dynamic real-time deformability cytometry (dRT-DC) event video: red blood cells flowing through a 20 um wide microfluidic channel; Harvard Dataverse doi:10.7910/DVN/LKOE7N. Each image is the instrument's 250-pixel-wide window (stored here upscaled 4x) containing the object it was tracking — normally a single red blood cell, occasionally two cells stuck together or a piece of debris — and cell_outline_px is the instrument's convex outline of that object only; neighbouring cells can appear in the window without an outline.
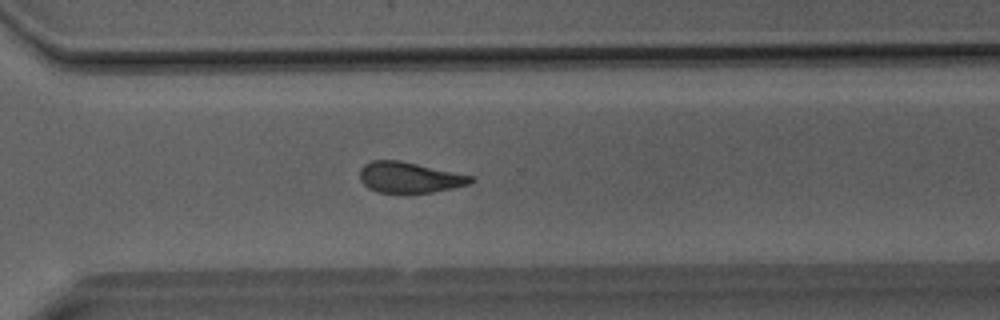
{"species": "Egyptian fruit bat (a non-hibernating species)", "species_latin": "Rousettus aegyptiacus", "temperature_condition": "room temperature", "stored_images_in_passage": 30, "camera_frame_rate_fps": 3000, "um_per_image_px": 0.085, "animal": {"sex": "male"}, "frame": {"image": 1, "passage_image": 19, "time_ms": 6.0, "image_size_px": [1000, 320], "cell_outline_px": [[476, 180], [468, 184], [452, 188], [432, 192], [404, 196], [376, 192], [368, 188], [360, 180], [360, 168], [364, 164], [372, 160], [400, 160], [472, 176]], "centroid_in_image_um": [34.75, 15.12], "position_along_channel_um": 335.8, "area_um2": 20.52}}
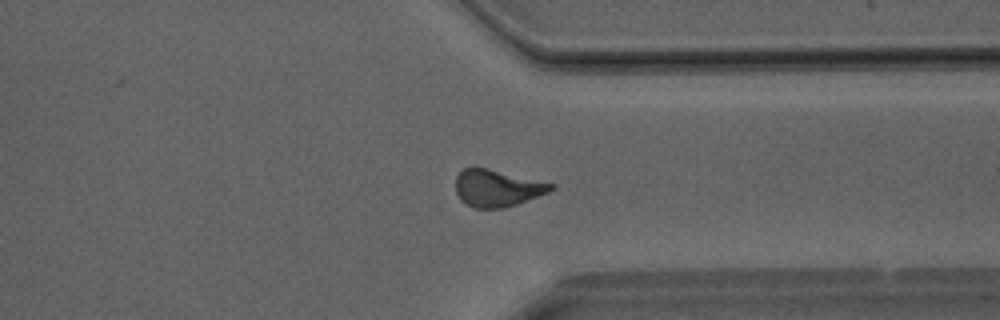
{"frame": {"image": 2, "passage_image": 21, "time_ms": 6.667, "image_size_px": [1000, 320], "cell_outline_px": [[556, 188], [548, 192], [516, 204], [504, 208], [472, 208], [460, 200], [456, 192], [456, 176], [464, 168], [488, 168], [556, 184]], "centroid_in_image_um": [42.26, 15.99], "position_along_channel_um": 369.1, "area_um2": 20.52}}
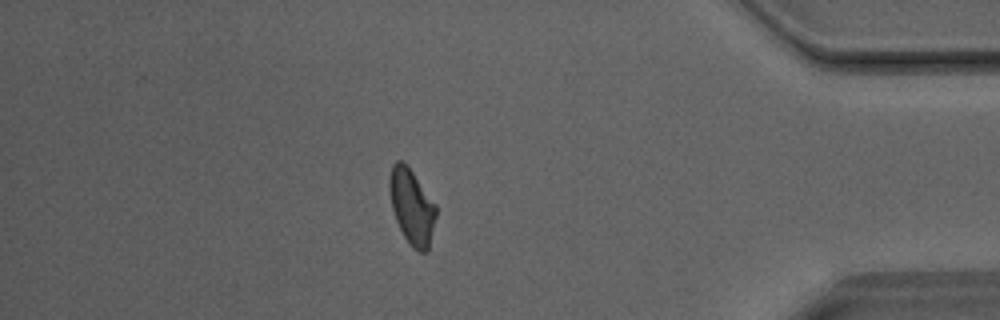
{"frame": {"image": 3, "passage_image": 25, "time_ms": 8.0, "image_size_px": [1000, 320], "cell_outline_px": [[436, 216], [428, 252], [420, 252], [412, 248], [404, 236], [396, 220], [392, 208], [388, 188], [388, 180], [392, 164], [396, 160], [404, 160], [408, 164], [436, 204]], "centroid_in_image_um": [34.99, 17.52], "position_along_channel_um": 400.2, "area_um2": 20.81}}